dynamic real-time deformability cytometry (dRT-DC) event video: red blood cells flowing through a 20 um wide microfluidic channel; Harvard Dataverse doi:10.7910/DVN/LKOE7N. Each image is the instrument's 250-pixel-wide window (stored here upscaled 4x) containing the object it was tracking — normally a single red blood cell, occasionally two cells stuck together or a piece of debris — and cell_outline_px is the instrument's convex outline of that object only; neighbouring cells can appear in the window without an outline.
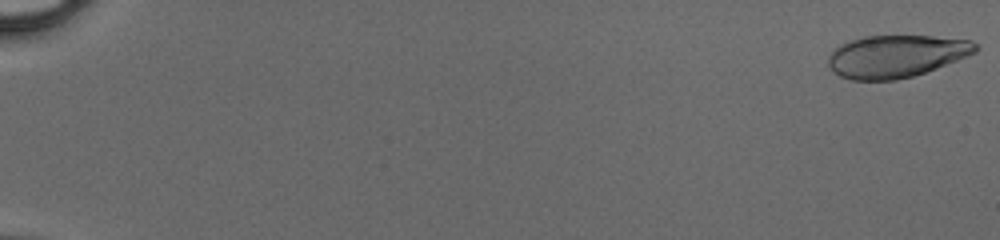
{"species": "human", "species_latin": "Homo sapiens", "temperature_condition": "cold", "stored_images_in_passage": 14, "camera_frame_rate_fps": 3000, "um_per_image_px": 0.085, "donor": {"sex": "male"}, "frame": {"image": 1, "passage_image": 1, "time_ms": 0.0, "image_size_px": [1000, 240], "cell_outline_px": [[980, 48], [976, 52], [936, 68], [912, 76], [896, 80], [852, 80], [840, 76], [828, 68], [828, 56], [840, 44], [848, 40], [864, 36], [932, 36], [972, 40]], "centroid_in_image_um": [76.14, 4.77], "position_along_channel_um": 8.9, "area_um2": 36.36}}